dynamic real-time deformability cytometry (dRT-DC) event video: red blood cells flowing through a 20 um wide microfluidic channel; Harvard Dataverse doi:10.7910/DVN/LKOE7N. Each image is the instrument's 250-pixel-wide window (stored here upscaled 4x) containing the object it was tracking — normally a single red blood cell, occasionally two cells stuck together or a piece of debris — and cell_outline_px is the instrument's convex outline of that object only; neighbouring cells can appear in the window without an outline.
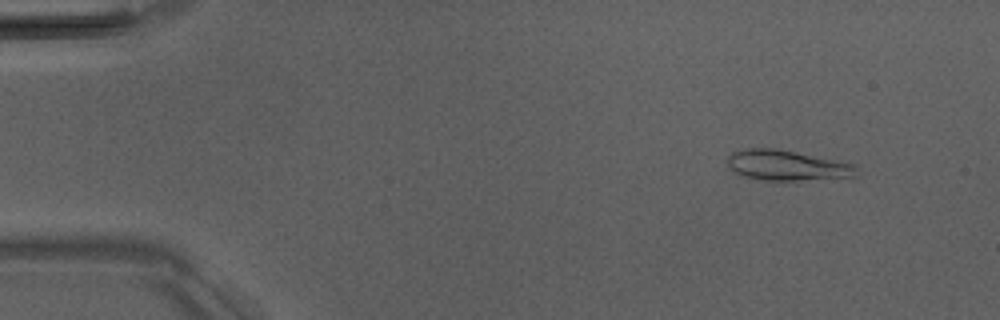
{"species": "Egyptian fruit bat (a non-hibernating species)", "species_latin": "Rousettus aegyptiacus", "temperature_condition": "room temperature", "stored_images_in_passage": 5, "camera_frame_rate_fps": 3000, "um_per_image_px": 0.085, "animal": {"sex": "male"}, "frame": {"image": 1, "passage_image": 2, "time_ms": 1.0, "image_size_px": [1000, 320], "cell_outline_px": [[860, 176], [796, 180], [764, 180], [744, 176], [728, 168], [728, 156], [732, 152], [748, 148], [776, 148], [852, 164], [856, 168]], "centroid_in_image_um": [66.85, 14.05], "position_along_channel_um": 18.2, "area_um2": 22.37}}